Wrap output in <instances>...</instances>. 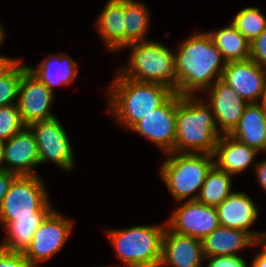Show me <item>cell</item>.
Listing matches in <instances>:
<instances>
[{"label":"cell","mask_w":266,"mask_h":267,"mask_svg":"<svg viewBox=\"0 0 266 267\" xmlns=\"http://www.w3.org/2000/svg\"><path fill=\"white\" fill-rule=\"evenodd\" d=\"M174 52L175 79L181 96L208 90L222 78L226 61L207 32L193 34Z\"/></svg>","instance_id":"cell-1"},{"label":"cell","mask_w":266,"mask_h":267,"mask_svg":"<svg viewBox=\"0 0 266 267\" xmlns=\"http://www.w3.org/2000/svg\"><path fill=\"white\" fill-rule=\"evenodd\" d=\"M108 87V111L116 123L130 130L144 116L164 104L175 92L158 83L139 82L119 71Z\"/></svg>","instance_id":"cell-2"},{"label":"cell","mask_w":266,"mask_h":267,"mask_svg":"<svg viewBox=\"0 0 266 267\" xmlns=\"http://www.w3.org/2000/svg\"><path fill=\"white\" fill-rule=\"evenodd\" d=\"M221 135L207 100L177 93L174 152L213 154Z\"/></svg>","instance_id":"cell-3"},{"label":"cell","mask_w":266,"mask_h":267,"mask_svg":"<svg viewBox=\"0 0 266 267\" xmlns=\"http://www.w3.org/2000/svg\"><path fill=\"white\" fill-rule=\"evenodd\" d=\"M213 166V154L171 152L166 154V160L160 166L159 172L176 202L187 197L190 201L197 200Z\"/></svg>","instance_id":"cell-4"},{"label":"cell","mask_w":266,"mask_h":267,"mask_svg":"<svg viewBox=\"0 0 266 267\" xmlns=\"http://www.w3.org/2000/svg\"><path fill=\"white\" fill-rule=\"evenodd\" d=\"M163 225H138L105 232L117 258L126 267H159L161 261Z\"/></svg>","instance_id":"cell-5"},{"label":"cell","mask_w":266,"mask_h":267,"mask_svg":"<svg viewBox=\"0 0 266 267\" xmlns=\"http://www.w3.org/2000/svg\"><path fill=\"white\" fill-rule=\"evenodd\" d=\"M128 66L118 71L127 78L139 82L158 83L177 90L174 52L160 42L141 41L129 44Z\"/></svg>","instance_id":"cell-6"},{"label":"cell","mask_w":266,"mask_h":267,"mask_svg":"<svg viewBox=\"0 0 266 267\" xmlns=\"http://www.w3.org/2000/svg\"><path fill=\"white\" fill-rule=\"evenodd\" d=\"M38 175L16 176L0 206V224L18 218H46L53 210L45 183Z\"/></svg>","instance_id":"cell-7"},{"label":"cell","mask_w":266,"mask_h":267,"mask_svg":"<svg viewBox=\"0 0 266 267\" xmlns=\"http://www.w3.org/2000/svg\"><path fill=\"white\" fill-rule=\"evenodd\" d=\"M28 127L37 142L40 164L50 161L66 171L73 169L71 141L57 117L35 122Z\"/></svg>","instance_id":"cell-8"},{"label":"cell","mask_w":266,"mask_h":267,"mask_svg":"<svg viewBox=\"0 0 266 267\" xmlns=\"http://www.w3.org/2000/svg\"><path fill=\"white\" fill-rule=\"evenodd\" d=\"M72 222L55 209L45 218L24 253L32 267H39L41 262L47 261L61 250L72 233Z\"/></svg>","instance_id":"cell-9"},{"label":"cell","mask_w":266,"mask_h":267,"mask_svg":"<svg viewBox=\"0 0 266 267\" xmlns=\"http://www.w3.org/2000/svg\"><path fill=\"white\" fill-rule=\"evenodd\" d=\"M53 101L54 92L31 74L25 64H22L17 106L23 124L29 126L56 117L50 109Z\"/></svg>","instance_id":"cell-10"},{"label":"cell","mask_w":266,"mask_h":267,"mask_svg":"<svg viewBox=\"0 0 266 267\" xmlns=\"http://www.w3.org/2000/svg\"><path fill=\"white\" fill-rule=\"evenodd\" d=\"M177 93L164 104L139 120L130 130L138 133L165 154L174 152L176 140Z\"/></svg>","instance_id":"cell-11"},{"label":"cell","mask_w":266,"mask_h":267,"mask_svg":"<svg viewBox=\"0 0 266 267\" xmlns=\"http://www.w3.org/2000/svg\"><path fill=\"white\" fill-rule=\"evenodd\" d=\"M166 226L175 233L202 241L220 225L216 207L186 199L166 221Z\"/></svg>","instance_id":"cell-12"},{"label":"cell","mask_w":266,"mask_h":267,"mask_svg":"<svg viewBox=\"0 0 266 267\" xmlns=\"http://www.w3.org/2000/svg\"><path fill=\"white\" fill-rule=\"evenodd\" d=\"M221 79L248 104L262 102L266 87V69L251 58L226 62Z\"/></svg>","instance_id":"cell-13"},{"label":"cell","mask_w":266,"mask_h":267,"mask_svg":"<svg viewBox=\"0 0 266 267\" xmlns=\"http://www.w3.org/2000/svg\"><path fill=\"white\" fill-rule=\"evenodd\" d=\"M39 164L37 142L28 126H25L11 139L2 142L0 169L17 176L37 175L33 168Z\"/></svg>","instance_id":"cell-14"},{"label":"cell","mask_w":266,"mask_h":267,"mask_svg":"<svg viewBox=\"0 0 266 267\" xmlns=\"http://www.w3.org/2000/svg\"><path fill=\"white\" fill-rule=\"evenodd\" d=\"M216 210L220 226L244 230L258 243L266 241V232L249 229L259 216V209L248 194L233 192L216 207Z\"/></svg>","instance_id":"cell-15"},{"label":"cell","mask_w":266,"mask_h":267,"mask_svg":"<svg viewBox=\"0 0 266 267\" xmlns=\"http://www.w3.org/2000/svg\"><path fill=\"white\" fill-rule=\"evenodd\" d=\"M206 92L210 94L207 103L211 106L219 131L230 134L238 125L248 103L222 79L217 80Z\"/></svg>","instance_id":"cell-16"},{"label":"cell","mask_w":266,"mask_h":267,"mask_svg":"<svg viewBox=\"0 0 266 267\" xmlns=\"http://www.w3.org/2000/svg\"><path fill=\"white\" fill-rule=\"evenodd\" d=\"M203 260L201 240L175 233L165 227L159 267H202Z\"/></svg>","instance_id":"cell-17"},{"label":"cell","mask_w":266,"mask_h":267,"mask_svg":"<svg viewBox=\"0 0 266 267\" xmlns=\"http://www.w3.org/2000/svg\"><path fill=\"white\" fill-rule=\"evenodd\" d=\"M256 149L233 138L229 134L221 135L213 153L214 165L230 175L246 170L258 155Z\"/></svg>","instance_id":"cell-18"},{"label":"cell","mask_w":266,"mask_h":267,"mask_svg":"<svg viewBox=\"0 0 266 267\" xmlns=\"http://www.w3.org/2000/svg\"><path fill=\"white\" fill-rule=\"evenodd\" d=\"M44 58L38 66L26 65L33 74L48 89L54 92V87L68 85L75 80L78 73V63L66 53Z\"/></svg>","instance_id":"cell-19"},{"label":"cell","mask_w":266,"mask_h":267,"mask_svg":"<svg viewBox=\"0 0 266 267\" xmlns=\"http://www.w3.org/2000/svg\"><path fill=\"white\" fill-rule=\"evenodd\" d=\"M233 138L256 149L266 152V107L261 103H249L234 130Z\"/></svg>","instance_id":"cell-20"},{"label":"cell","mask_w":266,"mask_h":267,"mask_svg":"<svg viewBox=\"0 0 266 267\" xmlns=\"http://www.w3.org/2000/svg\"><path fill=\"white\" fill-rule=\"evenodd\" d=\"M96 27L109 52L125 49V0H108Z\"/></svg>","instance_id":"cell-21"},{"label":"cell","mask_w":266,"mask_h":267,"mask_svg":"<svg viewBox=\"0 0 266 267\" xmlns=\"http://www.w3.org/2000/svg\"><path fill=\"white\" fill-rule=\"evenodd\" d=\"M259 243L246 231L219 226L202 240L204 258L238 255L237 252Z\"/></svg>","instance_id":"cell-22"},{"label":"cell","mask_w":266,"mask_h":267,"mask_svg":"<svg viewBox=\"0 0 266 267\" xmlns=\"http://www.w3.org/2000/svg\"><path fill=\"white\" fill-rule=\"evenodd\" d=\"M207 33L226 62L250 59L251 44L232 23Z\"/></svg>","instance_id":"cell-23"},{"label":"cell","mask_w":266,"mask_h":267,"mask_svg":"<svg viewBox=\"0 0 266 267\" xmlns=\"http://www.w3.org/2000/svg\"><path fill=\"white\" fill-rule=\"evenodd\" d=\"M45 218H18L9 224H0L6 230L7 236L0 244V248L11 253L24 254L29 248L35 231Z\"/></svg>","instance_id":"cell-24"},{"label":"cell","mask_w":266,"mask_h":267,"mask_svg":"<svg viewBox=\"0 0 266 267\" xmlns=\"http://www.w3.org/2000/svg\"><path fill=\"white\" fill-rule=\"evenodd\" d=\"M232 177L233 175L214 165L207 174L197 201L204 205L217 207L234 192L231 189Z\"/></svg>","instance_id":"cell-25"},{"label":"cell","mask_w":266,"mask_h":267,"mask_svg":"<svg viewBox=\"0 0 266 267\" xmlns=\"http://www.w3.org/2000/svg\"><path fill=\"white\" fill-rule=\"evenodd\" d=\"M149 15L144 3L125 0V48L131 43L147 41Z\"/></svg>","instance_id":"cell-26"},{"label":"cell","mask_w":266,"mask_h":267,"mask_svg":"<svg viewBox=\"0 0 266 267\" xmlns=\"http://www.w3.org/2000/svg\"><path fill=\"white\" fill-rule=\"evenodd\" d=\"M231 23L250 44L266 29L265 15L257 7L240 10Z\"/></svg>","instance_id":"cell-27"},{"label":"cell","mask_w":266,"mask_h":267,"mask_svg":"<svg viewBox=\"0 0 266 267\" xmlns=\"http://www.w3.org/2000/svg\"><path fill=\"white\" fill-rule=\"evenodd\" d=\"M19 61L0 78V107L17 104L18 87L22 76V63Z\"/></svg>","instance_id":"cell-28"},{"label":"cell","mask_w":266,"mask_h":267,"mask_svg":"<svg viewBox=\"0 0 266 267\" xmlns=\"http://www.w3.org/2000/svg\"><path fill=\"white\" fill-rule=\"evenodd\" d=\"M24 127L17 104L0 107L1 142L11 139Z\"/></svg>","instance_id":"cell-29"},{"label":"cell","mask_w":266,"mask_h":267,"mask_svg":"<svg viewBox=\"0 0 266 267\" xmlns=\"http://www.w3.org/2000/svg\"><path fill=\"white\" fill-rule=\"evenodd\" d=\"M250 58L266 69V29L251 43Z\"/></svg>","instance_id":"cell-30"},{"label":"cell","mask_w":266,"mask_h":267,"mask_svg":"<svg viewBox=\"0 0 266 267\" xmlns=\"http://www.w3.org/2000/svg\"><path fill=\"white\" fill-rule=\"evenodd\" d=\"M204 259L209 260L207 267H249L246 260L239 255L211 256Z\"/></svg>","instance_id":"cell-31"},{"label":"cell","mask_w":266,"mask_h":267,"mask_svg":"<svg viewBox=\"0 0 266 267\" xmlns=\"http://www.w3.org/2000/svg\"><path fill=\"white\" fill-rule=\"evenodd\" d=\"M0 267H32L22 253H11L0 248Z\"/></svg>","instance_id":"cell-32"},{"label":"cell","mask_w":266,"mask_h":267,"mask_svg":"<svg viewBox=\"0 0 266 267\" xmlns=\"http://www.w3.org/2000/svg\"><path fill=\"white\" fill-rule=\"evenodd\" d=\"M17 175L6 170L0 169V206L3 202L5 195L7 194L9 187L13 179Z\"/></svg>","instance_id":"cell-33"},{"label":"cell","mask_w":266,"mask_h":267,"mask_svg":"<svg viewBox=\"0 0 266 267\" xmlns=\"http://www.w3.org/2000/svg\"><path fill=\"white\" fill-rule=\"evenodd\" d=\"M254 169L259 185L266 191V160L254 163Z\"/></svg>","instance_id":"cell-34"},{"label":"cell","mask_w":266,"mask_h":267,"mask_svg":"<svg viewBox=\"0 0 266 267\" xmlns=\"http://www.w3.org/2000/svg\"><path fill=\"white\" fill-rule=\"evenodd\" d=\"M19 60L0 55V78L5 75Z\"/></svg>","instance_id":"cell-35"},{"label":"cell","mask_w":266,"mask_h":267,"mask_svg":"<svg viewBox=\"0 0 266 267\" xmlns=\"http://www.w3.org/2000/svg\"><path fill=\"white\" fill-rule=\"evenodd\" d=\"M264 249L253 259L252 267H266V241L259 243Z\"/></svg>","instance_id":"cell-36"},{"label":"cell","mask_w":266,"mask_h":267,"mask_svg":"<svg viewBox=\"0 0 266 267\" xmlns=\"http://www.w3.org/2000/svg\"><path fill=\"white\" fill-rule=\"evenodd\" d=\"M5 38V33H4V28L3 26L0 24V47L3 44Z\"/></svg>","instance_id":"cell-37"},{"label":"cell","mask_w":266,"mask_h":267,"mask_svg":"<svg viewBox=\"0 0 266 267\" xmlns=\"http://www.w3.org/2000/svg\"><path fill=\"white\" fill-rule=\"evenodd\" d=\"M262 103H263L264 106L266 107V87H265V92H264V96H263Z\"/></svg>","instance_id":"cell-38"},{"label":"cell","mask_w":266,"mask_h":267,"mask_svg":"<svg viewBox=\"0 0 266 267\" xmlns=\"http://www.w3.org/2000/svg\"><path fill=\"white\" fill-rule=\"evenodd\" d=\"M2 142L0 141V159H1Z\"/></svg>","instance_id":"cell-39"}]
</instances>
